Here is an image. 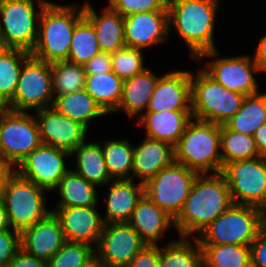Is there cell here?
Returning <instances> with one entry per match:
<instances>
[{"label": "cell", "mask_w": 266, "mask_h": 267, "mask_svg": "<svg viewBox=\"0 0 266 267\" xmlns=\"http://www.w3.org/2000/svg\"><path fill=\"white\" fill-rule=\"evenodd\" d=\"M221 0H168L169 37L171 31L182 39L191 61L201 54L217 49L216 19Z\"/></svg>", "instance_id": "obj_1"}, {"label": "cell", "mask_w": 266, "mask_h": 267, "mask_svg": "<svg viewBox=\"0 0 266 267\" xmlns=\"http://www.w3.org/2000/svg\"><path fill=\"white\" fill-rule=\"evenodd\" d=\"M232 203L229 185L222 173L199 174L181 212L174 219L178 236L197 238Z\"/></svg>", "instance_id": "obj_2"}, {"label": "cell", "mask_w": 266, "mask_h": 267, "mask_svg": "<svg viewBox=\"0 0 266 267\" xmlns=\"http://www.w3.org/2000/svg\"><path fill=\"white\" fill-rule=\"evenodd\" d=\"M83 3L50 1L39 18L38 38L31 55L53 63L68 60L76 24L84 17Z\"/></svg>", "instance_id": "obj_3"}, {"label": "cell", "mask_w": 266, "mask_h": 267, "mask_svg": "<svg viewBox=\"0 0 266 267\" xmlns=\"http://www.w3.org/2000/svg\"><path fill=\"white\" fill-rule=\"evenodd\" d=\"M175 162L199 174H216L223 170L220 125L192 119L174 147Z\"/></svg>", "instance_id": "obj_4"}, {"label": "cell", "mask_w": 266, "mask_h": 267, "mask_svg": "<svg viewBox=\"0 0 266 267\" xmlns=\"http://www.w3.org/2000/svg\"><path fill=\"white\" fill-rule=\"evenodd\" d=\"M199 66L191 71L192 116L223 125L241 109L246 95L223 87Z\"/></svg>", "instance_id": "obj_5"}, {"label": "cell", "mask_w": 266, "mask_h": 267, "mask_svg": "<svg viewBox=\"0 0 266 267\" xmlns=\"http://www.w3.org/2000/svg\"><path fill=\"white\" fill-rule=\"evenodd\" d=\"M266 222V213L257 207L232 203L197 237L200 245L237 244L250 246Z\"/></svg>", "instance_id": "obj_6"}, {"label": "cell", "mask_w": 266, "mask_h": 267, "mask_svg": "<svg viewBox=\"0 0 266 267\" xmlns=\"http://www.w3.org/2000/svg\"><path fill=\"white\" fill-rule=\"evenodd\" d=\"M50 0H0V41L3 48L32 52L39 18Z\"/></svg>", "instance_id": "obj_7"}, {"label": "cell", "mask_w": 266, "mask_h": 267, "mask_svg": "<svg viewBox=\"0 0 266 267\" xmlns=\"http://www.w3.org/2000/svg\"><path fill=\"white\" fill-rule=\"evenodd\" d=\"M50 194L15 171L2 194L10 227L21 233L46 218L52 212L46 200Z\"/></svg>", "instance_id": "obj_8"}, {"label": "cell", "mask_w": 266, "mask_h": 267, "mask_svg": "<svg viewBox=\"0 0 266 267\" xmlns=\"http://www.w3.org/2000/svg\"><path fill=\"white\" fill-rule=\"evenodd\" d=\"M219 51L217 48L203 53L193 63L195 62L196 65L198 62L201 63V68L210 77L230 91L247 96L259 93L262 90L257 81L258 77L255 76L259 75L261 71L254 62L252 54L233 56L231 53V56L225 55L224 57ZM204 61L206 62L204 63Z\"/></svg>", "instance_id": "obj_9"}, {"label": "cell", "mask_w": 266, "mask_h": 267, "mask_svg": "<svg viewBox=\"0 0 266 267\" xmlns=\"http://www.w3.org/2000/svg\"><path fill=\"white\" fill-rule=\"evenodd\" d=\"M53 102L51 63L31 55L23 64L13 98L5 108L17 112H34L51 107Z\"/></svg>", "instance_id": "obj_10"}, {"label": "cell", "mask_w": 266, "mask_h": 267, "mask_svg": "<svg viewBox=\"0 0 266 267\" xmlns=\"http://www.w3.org/2000/svg\"><path fill=\"white\" fill-rule=\"evenodd\" d=\"M42 144L33 112H0V158L15 168Z\"/></svg>", "instance_id": "obj_11"}, {"label": "cell", "mask_w": 266, "mask_h": 267, "mask_svg": "<svg viewBox=\"0 0 266 267\" xmlns=\"http://www.w3.org/2000/svg\"><path fill=\"white\" fill-rule=\"evenodd\" d=\"M198 175L196 171L174 161L144 184V194L175 219Z\"/></svg>", "instance_id": "obj_12"}, {"label": "cell", "mask_w": 266, "mask_h": 267, "mask_svg": "<svg viewBox=\"0 0 266 267\" xmlns=\"http://www.w3.org/2000/svg\"><path fill=\"white\" fill-rule=\"evenodd\" d=\"M221 173L233 203L254 206L266 213V157L228 163Z\"/></svg>", "instance_id": "obj_13"}, {"label": "cell", "mask_w": 266, "mask_h": 267, "mask_svg": "<svg viewBox=\"0 0 266 267\" xmlns=\"http://www.w3.org/2000/svg\"><path fill=\"white\" fill-rule=\"evenodd\" d=\"M69 160V151L42 143L26 156L15 170L23 178L52 193L71 168Z\"/></svg>", "instance_id": "obj_14"}, {"label": "cell", "mask_w": 266, "mask_h": 267, "mask_svg": "<svg viewBox=\"0 0 266 267\" xmlns=\"http://www.w3.org/2000/svg\"><path fill=\"white\" fill-rule=\"evenodd\" d=\"M145 246L128 222L104 224L95 247V261L102 267H126Z\"/></svg>", "instance_id": "obj_15"}, {"label": "cell", "mask_w": 266, "mask_h": 267, "mask_svg": "<svg viewBox=\"0 0 266 267\" xmlns=\"http://www.w3.org/2000/svg\"><path fill=\"white\" fill-rule=\"evenodd\" d=\"M33 114L43 144L53 145L71 153L90 138V130L59 113L53 106L34 111Z\"/></svg>", "instance_id": "obj_16"}, {"label": "cell", "mask_w": 266, "mask_h": 267, "mask_svg": "<svg viewBox=\"0 0 266 267\" xmlns=\"http://www.w3.org/2000/svg\"><path fill=\"white\" fill-rule=\"evenodd\" d=\"M124 40L126 47L149 51V48L169 44L168 11L141 12L125 16Z\"/></svg>", "instance_id": "obj_17"}, {"label": "cell", "mask_w": 266, "mask_h": 267, "mask_svg": "<svg viewBox=\"0 0 266 267\" xmlns=\"http://www.w3.org/2000/svg\"><path fill=\"white\" fill-rule=\"evenodd\" d=\"M101 206L51 208L60 220L66 241L96 247L103 231Z\"/></svg>", "instance_id": "obj_18"}, {"label": "cell", "mask_w": 266, "mask_h": 267, "mask_svg": "<svg viewBox=\"0 0 266 267\" xmlns=\"http://www.w3.org/2000/svg\"><path fill=\"white\" fill-rule=\"evenodd\" d=\"M174 69L159 77L146 112L192 111L191 70Z\"/></svg>", "instance_id": "obj_19"}, {"label": "cell", "mask_w": 266, "mask_h": 267, "mask_svg": "<svg viewBox=\"0 0 266 267\" xmlns=\"http://www.w3.org/2000/svg\"><path fill=\"white\" fill-rule=\"evenodd\" d=\"M101 211L105 224L128 222L138 201L144 195V184L133 179L111 180L106 185ZM105 205V206H104ZM105 214V215H103Z\"/></svg>", "instance_id": "obj_20"}, {"label": "cell", "mask_w": 266, "mask_h": 267, "mask_svg": "<svg viewBox=\"0 0 266 267\" xmlns=\"http://www.w3.org/2000/svg\"><path fill=\"white\" fill-rule=\"evenodd\" d=\"M65 242L60 220L53 212L20 233L21 249L28 255L46 262Z\"/></svg>", "instance_id": "obj_21"}, {"label": "cell", "mask_w": 266, "mask_h": 267, "mask_svg": "<svg viewBox=\"0 0 266 267\" xmlns=\"http://www.w3.org/2000/svg\"><path fill=\"white\" fill-rule=\"evenodd\" d=\"M174 161V146L144 136L133 148L132 179L145 184Z\"/></svg>", "instance_id": "obj_22"}, {"label": "cell", "mask_w": 266, "mask_h": 267, "mask_svg": "<svg viewBox=\"0 0 266 267\" xmlns=\"http://www.w3.org/2000/svg\"><path fill=\"white\" fill-rule=\"evenodd\" d=\"M128 223L149 246H160L168 231L175 230L174 218L156 206L145 194L138 201Z\"/></svg>", "instance_id": "obj_23"}, {"label": "cell", "mask_w": 266, "mask_h": 267, "mask_svg": "<svg viewBox=\"0 0 266 267\" xmlns=\"http://www.w3.org/2000/svg\"><path fill=\"white\" fill-rule=\"evenodd\" d=\"M92 1L84 0V17L92 24L101 52L114 53L126 46L124 40V18L107 4L98 8ZM105 6V7H104Z\"/></svg>", "instance_id": "obj_24"}, {"label": "cell", "mask_w": 266, "mask_h": 267, "mask_svg": "<svg viewBox=\"0 0 266 267\" xmlns=\"http://www.w3.org/2000/svg\"><path fill=\"white\" fill-rule=\"evenodd\" d=\"M192 119V111L145 112L135 126L145 129L144 136L175 147Z\"/></svg>", "instance_id": "obj_25"}, {"label": "cell", "mask_w": 266, "mask_h": 267, "mask_svg": "<svg viewBox=\"0 0 266 267\" xmlns=\"http://www.w3.org/2000/svg\"><path fill=\"white\" fill-rule=\"evenodd\" d=\"M159 73L160 75L149 67L144 72L124 80L121 101L113 114L122 112L124 115L126 113L128 120L134 124V120L139 119L149 106L151 96L161 76V72Z\"/></svg>", "instance_id": "obj_26"}, {"label": "cell", "mask_w": 266, "mask_h": 267, "mask_svg": "<svg viewBox=\"0 0 266 267\" xmlns=\"http://www.w3.org/2000/svg\"><path fill=\"white\" fill-rule=\"evenodd\" d=\"M94 140L88 138L70 153V158L75 161L70 160L71 169L99 189L101 187L104 189L105 185L113 179L107 171L100 143Z\"/></svg>", "instance_id": "obj_27"}, {"label": "cell", "mask_w": 266, "mask_h": 267, "mask_svg": "<svg viewBox=\"0 0 266 267\" xmlns=\"http://www.w3.org/2000/svg\"><path fill=\"white\" fill-rule=\"evenodd\" d=\"M52 193L58 196V199L55 200L58 201L51 208L100 206V190H98V187L88 182L71 168L61 178Z\"/></svg>", "instance_id": "obj_28"}, {"label": "cell", "mask_w": 266, "mask_h": 267, "mask_svg": "<svg viewBox=\"0 0 266 267\" xmlns=\"http://www.w3.org/2000/svg\"><path fill=\"white\" fill-rule=\"evenodd\" d=\"M52 106L88 130L93 121L108 115L85 89L56 97Z\"/></svg>", "instance_id": "obj_29"}, {"label": "cell", "mask_w": 266, "mask_h": 267, "mask_svg": "<svg viewBox=\"0 0 266 267\" xmlns=\"http://www.w3.org/2000/svg\"><path fill=\"white\" fill-rule=\"evenodd\" d=\"M159 267H204L203 252L197 238H170L159 246Z\"/></svg>", "instance_id": "obj_30"}, {"label": "cell", "mask_w": 266, "mask_h": 267, "mask_svg": "<svg viewBox=\"0 0 266 267\" xmlns=\"http://www.w3.org/2000/svg\"><path fill=\"white\" fill-rule=\"evenodd\" d=\"M122 89L123 80L113 71L86 74L85 90L108 115H112L118 109Z\"/></svg>", "instance_id": "obj_31"}, {"label": "cell", "mask_w": 266, "mask_h": 267, "mask_svg": "<svg viewBox=\"0 0 266 267\" xmlns=\"http://www.w3.org/2000/svg\"><path fill=\"white\" fill-rule=\"evenodd\" d=\"M105 158L106 168L113 180L132 179L133 167V140L111 137L98 141Z\"/></svg>", "instance_id": "obj_32"}, {"label": "cell", "mask_w": 266, "mask_h": 267, "mask_svg": "<svg viewBox=\"0 0 266 267\" xmlns=\"http://www.w3.org/2000/svg\"><path fill=\"white\" fill-rule=\"evenodd\" d=\"M266 123V91L247 95L241 109L225 125L234 132L253 136Z\"/></svg>", "instance_id": "obj_33"}, {"label": "cell", "mask_w": 266, "mask_h": 267, "mask_svg": "<svg viewBox=\"0 0 266 267\" xmlns=\"http://www.w3.org/2000/svg\"><path fill=\"white\" fill-rule=\"evenodd\" d=\"M31 53L17 48L0 51V102L5 106L14 95L24 62Z\"/></svg>", "instance_id": "obj_34"}, {"label": "cell", "mask_w": 266, "mask_h": 267, "mask_svg": "<svg viewBox=\"0 0 266 267\" xmlns=\"http://www.w3.org/2000/svg\"><path fill=\"white\" fill-rule=\"evenodd\" d=\"M220 147L223 167L235 161L260 157L253 136L234 132L225 124L220 125Z\"/></svg>", "instance_id": "obj_35"}, {"label": "cell", "mask_w": 266, "mask_h": 267, "mask_svg": "<svg viewBox=\"0 0 266 267\" xmlns=\"http://www.w3.org/2000/svg\"><path fill=\"white\" fill-rule=\"evenodd\" d=\"M204 267H251L250 246L237 244L200 245Z\"/></svg>", "instance_id": "obj_36"}, {"label": "cell", "mask_w": 266, "mask_h": 267, "mask_svg": "<svg viewBox=\"0 0 266 267\" xmlns=\"http://www.w3.org/2000/svg\"><path fill=\"white\" fill-rule=\"evenodd\" d=\"M54 99L61 95L85 89L84 65L65 61L51 63Z\"/></svg>", "instance_id": "obj_37"}, {"label": "cell", "mask_w": 266, "mask_h": 267, "mask_svg": "<svg viewBox=\"0 0 266 267\" xmlns=\"http://www.w3.org/2000/svg\"><path fill=\"white\" fill-rule=\"evenodd\" d=\"M100 52L94 27L83 17L74 28L67 61L84 65Z\"/></svg>", "instance_id": "obj_38"}, {"label": "cell", "mask_w": 266, "mask_h": 267, "mask_svg": "<svg viewBox=\"0 0 266 267\" xmlns=\"http://www.w3.org/2000/svg\"><path fill=\"white\" fill-rule=\"evenodd\" d=\"M94 262V247L85 243L66 241L47 261V267H89Z\"/></svg>", "instance_id": "obj_39"}, {"label": "cell", "mask_w": 266, "mask_h": 267, "mask_svg": "<svg viewBox=\"0 0 266 267\" xmlns=\"http://www.w3.org/2000/svg\"><path fill=\"white\" fill-rule=\"evenodd\" d=\"M145 57H147L145 50L125 46L111 53L112 71L123 81L130 79L149 68L145 61L148 59Z\"/></svg>", "instance_id": "obj_40"}, {"label": "cell", "mask_w": 266, "mask_h": 267, "mask_svg": "<svg viewBox=\"0 0 266 267\" xmlns=\"http://www.w3.org/2000/svg\"><path fill=\"white\" fill-rule=\"evenodd\" d=\"M107 5L121 16L141 12L168 11V0H106Z\"/></svg>", "instance_id": "obj_41"}, {"label": "cell", "mask_w": 266, "mask_h": 267, "mask_svg": "<svg viewBox=\"0 0 266 267\" xmlns=\"http://www.w3.org/2000/svg\"><path fill=\"white\" fill-rule=\"evenodd\" d=\"M20 249V232L12 228L0 232V267H6Z\"/></svg>", "instance_id": "obj_42"}, {"label": "cell", "mask_w": 266, "mask_h": 267, "mask_svg": "<svg viewBox=\"0 0 266 267\" xmlns=\"http://www.w3.org/2000/svg\"><path fill=\"white\" fill-rule=\"evenodd\" d=\"M251 267H266V222L250 245Z\"/></svg>", "instance_id": "obj_43"}, {"label": "cell", "mask_w": 266, "mask_h": 267, "mask_svg": "<svg viewBox=\"0 0 266 267\" xmlns=\"http://www.w3.org/2000/svg\"><path fill=\"white\" fill-rule=\"evenodd\" d=\"M126 267H159V246L146 245Z\"/></svg>", "instance_id": "obj_44"}, {"label": "cell", "mask_w": 266, "mask_h": 267, "mask_svg": "<svg viewBox=\"0 0 266 267\" xmlns=\"http://www.w3.org/2000/svg\"><path fill=\"white\" fill-rule=\"evenodd\" d=\"M86 74H98L112 71L111 53L100 52L84 64Z\"/></svg>", "instance_id": "obj_45"}, {"label": "cell", "mask_w": 266, "mask_h": 267, "mask_svg": "<svg viewBox=\"0 0 266 267\" xmlns=\"http://www.w3.org/2000/svg\"><path fill=\"white\" fill-rule=\"evenodd\" d=\"M6 267H47V262L20 249Z\"/></svg>", "instance_id": "obj_46"}, {"label": "cell", "mask_w": 266, "mask_h": 267, "mask_svg": "<svg viewBox=\"0 0 266 267\" xmlns=\"http://www.w3.org/2000/svg\"><path fill=\"white\" fill-rule=\"evenodd\" d=\"M257 46L254 47L252 57L254 62L258 66L261 73L266 72V32L265 35H261L257 40Z\"/></svg>", "instance_id": "obj_47"}, {"label": "cell", "mask_w": 266, "mask_h": 267, "mask_svg": "<svg viewBox=\"0 0 266 267\" xmlns=\"http://www.w3.org/2000/svg\"><path fill=\"white\" fill-rule=\"evenodd\" d=\"M15 171V167L11 163L0 158V197H2L7 182Z\"/></svg>", "instance_id": "obj_48"}, {"label": "cell", "mask_w": 266, "mask_h": 267, "mask_svg": "<svg viewBox=\"0 0 266 267\" xmlns=\"http://www.w3.org/2000/svg\"><path fill=\"white\" fill-rule=\"evenodd\" d=\"M253 137L259 155L266 157V123L258 128Z\"/></svg>", "instance_id": "obj_49"}, {"label": "cell", "mask_w": 266, "mask_h": 267, "mask_svg": "<svg viewBox=\"0 0 266 267\" xmlns=\"http://www.w3.org/2000/svg\"><path fill=\"white\" fill-rule=\"evenodd\" d=\"M8 221V215L5 207V203L2 197H0V232L10 229Z\"/></svg>", "instance_id": "obj_50"}, {"label": "cell", "mask_w": 266, "mask_h": 267, "mask_svg": "<svg viewBox=\"0 0 266 267\" xmlns=\"http://www.w3.org/2000/svg\"><path fill=\"white\" fill-rule=\"evenodd\" d=\"M89 267H102L98 262H94L92 265H90Z\"/></svg>", "instance_id": "obj_51"}, {"label": "cell", "mask_w": 266, "mask_h": 267, "mask_svg": "<svg viewBox=\"0 0 266 267\" xmlns=\"http://www.w3.org/2000/svg\"><path fill=\"white\" fill-rule=\"evenodd\" d=\"M5 108V106L0 102V112Z\"/></svg>", "instance_id": "obj_52"}, {"label": "cell", "mask_w": 266, "mask_h": 267, "mask_svg": "<svg viewBox=\"0 0 266 267\" xmlns=\"http://www.w3.org/2000/svg\"><path fill=\"white\" fill-rule=\"evenodd\" d=\"M2 48H3V46H2V43H1V41H0V51H1Z\"/></svg>", "instance_id": "obj_53"}]
</instances>
